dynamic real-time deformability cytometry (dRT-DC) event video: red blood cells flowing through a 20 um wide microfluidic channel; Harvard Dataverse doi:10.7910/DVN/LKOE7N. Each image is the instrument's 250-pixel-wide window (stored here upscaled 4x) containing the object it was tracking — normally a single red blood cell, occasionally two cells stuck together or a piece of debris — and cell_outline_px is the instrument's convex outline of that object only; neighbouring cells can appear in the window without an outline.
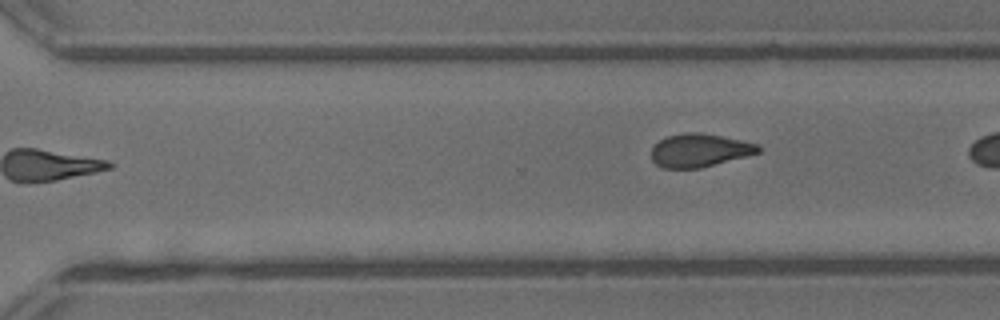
{"species": "common noctule bat (a hibernating species)", "species_latin": "Nyctalus noctula", "temperature_condition": "warm", "stored_images_in_passage": 23, "camera_frame_rate_fps": 3000, "um_per_image_px": 0.085, "animal": {"sex": "male", "body_mass_g": 13.3}, "frame": {"image": 1, "passage_image": 23, "time_ms": 7.333, "image_size_px": [1000, 320], "cell_outline_px": [[760, 152], [700, 168], [660, 168], [652, 160], [652, 148], [660, 140], [668, 136], [684, 132], [700, 132], [760, 144]], "centroid_in_image_um": [59.44, 12.78], "position_along_channel_um": 311.2, "area_um2": 20.52}}